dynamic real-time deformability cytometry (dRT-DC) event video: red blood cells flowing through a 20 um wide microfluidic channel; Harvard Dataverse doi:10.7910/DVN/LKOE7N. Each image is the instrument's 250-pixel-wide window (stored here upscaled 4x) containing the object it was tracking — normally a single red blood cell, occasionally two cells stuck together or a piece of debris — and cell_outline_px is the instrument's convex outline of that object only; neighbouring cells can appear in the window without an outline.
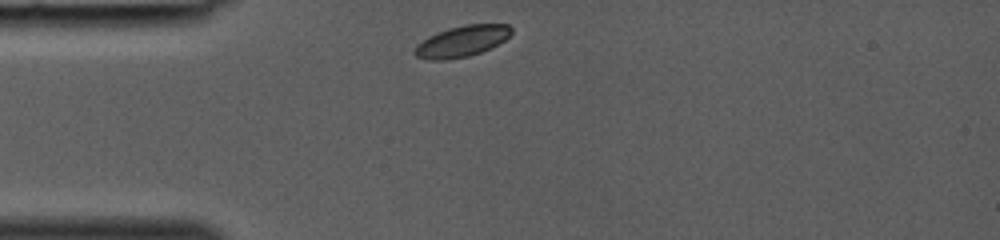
{"species": "common noctule bat (a hibernating species)", "species_latin": "Nyctalus noctula", "temperature_condition": "room temperature", "stored_images_in_passage": 25, "camera_frame_rate_fps": 3000, "um_per_image_px": 0.085, "animal": {"sex": "female", "body_mass_g": 19.0, "forearm_length_mm": 53.3}, "frame": {"image": 1, "passage_image": 1, "time_ms": 0.0, "image_size_px": [1000, 240], "cell_outline_px": [[512, 32], [504, 40], [480, 52], [468, 56], [444, 60], [428, 60], [416, 56], [412, 52], [416, 44], [428, 36], [436, 32], [448, 28], [464, 24], [508, 24], [512, 28]], "centroid_in_image_um": [39.2, 3.5], "position_along_channel_um": 45.8, "area_um2": 17.51}}
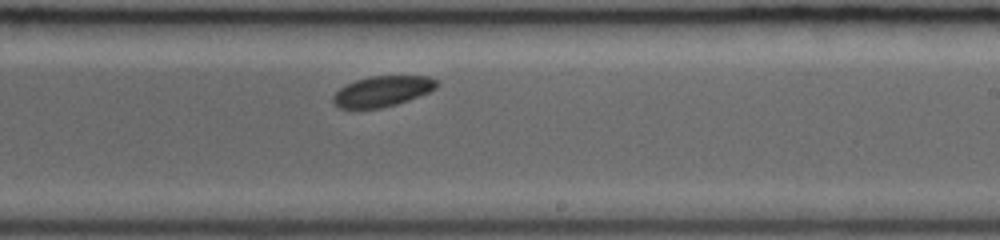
{"frame": {"image": 2, "passage_image": 15, "time_ms": 4.667, "image_size_px": [1000, 240], "cell_outline_px": [[440, 84], [436, 88], [428, 92], [408, 100], [396, 104], [380, 108], [340, 108], [332, 104], [332, 96], [340, 88], [356, 80], [372, 76], [428, 76], [436, 80]], "centroid_in_image_um": [32.49, 7.76], "position_along_channel_um": 256.5, "area_um2": 18.32}}
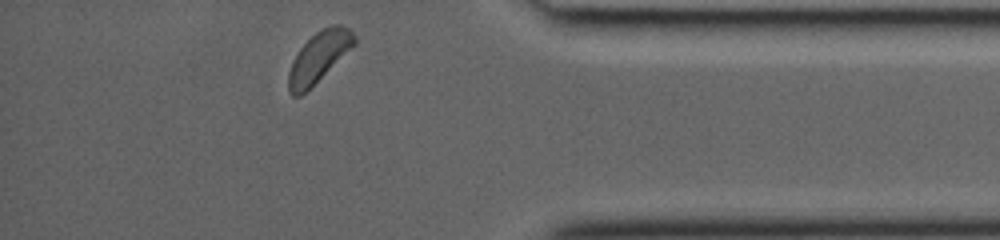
{"frame": {"image": 3, "passage_image": 25, "time_ms": 8.0, "image_size_px": [1000, 240], "cell_outline_px": [[356, 44], [352, 48], [300, 96], [292, 96], [288, 92], [288, 72], [292, 60], [300, 48], [316, 32], [332, 24], [340, 24], [348, 28], [356, 36]], "centroid_in_image_um": [27.09, 4.83], "position_along_channel_um": 408.1, "area_um2": 19.02}}